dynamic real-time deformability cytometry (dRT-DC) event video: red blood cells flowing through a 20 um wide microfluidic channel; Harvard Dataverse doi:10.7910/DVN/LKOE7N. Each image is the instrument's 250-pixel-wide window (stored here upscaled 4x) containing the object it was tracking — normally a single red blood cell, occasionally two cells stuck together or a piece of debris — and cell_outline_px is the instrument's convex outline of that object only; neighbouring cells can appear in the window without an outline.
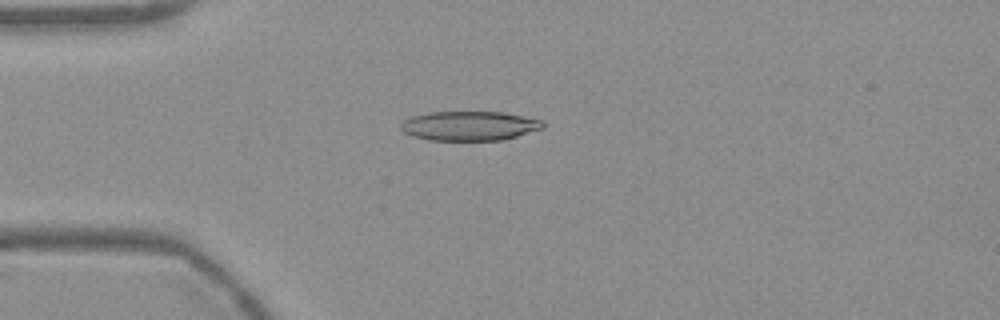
{"species": "Egyptian fruit bat (a non-hibernating species)", "species_latin": "Rousettus aegyptiacus", "temperature_condition": "warm", "stored_images_in_passage": 33, "camera_frame_rate_fps": 3000, "um_per_image_px": 0.085, "frame": {"image": 1, "passage_image": 1, "time_ms": 0.0, "image_size_px": [1000, 320], "cell_outline_px": [[544, 128], [504, 140], [428, 140], [412, 136], [404, 132], [400, 128], [400, 124], [404, 120], [412, 116], [428, 112], [504, 112], [544, 120]], "centroid_in_image_um": [39.92, 10.7], "position_along_channel_um": 45.1, "area_um2": 24.51}}
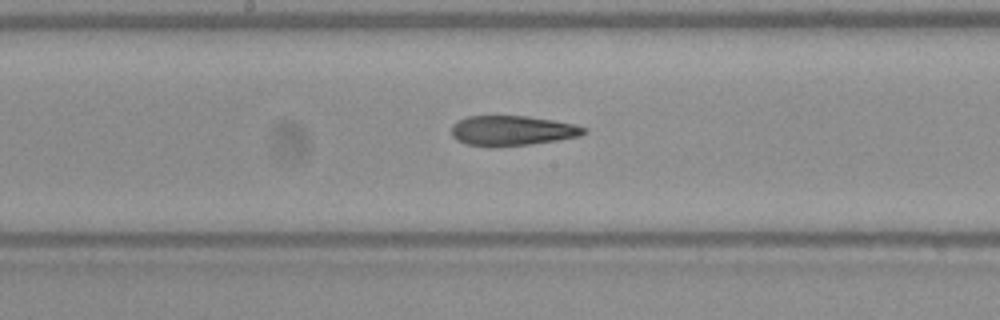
{"frame": {"image": 2, "passage_image": 15, "time_ms": 4.667, "image_size_px": [1000, 320], "cell_outline_px": [[588, 132], [580, 136], [556, 140], [528, 144], [492, 148], [464, 144], [456, 140], [452, 136], [452, 124], [468, 116], [528, 116], [552, 120], [572, 124], [588, 128]], "centroid_in_image_um": [43.5, 11.12], "position_along_channel_um": 204.7, "area_um2": 23.29}}
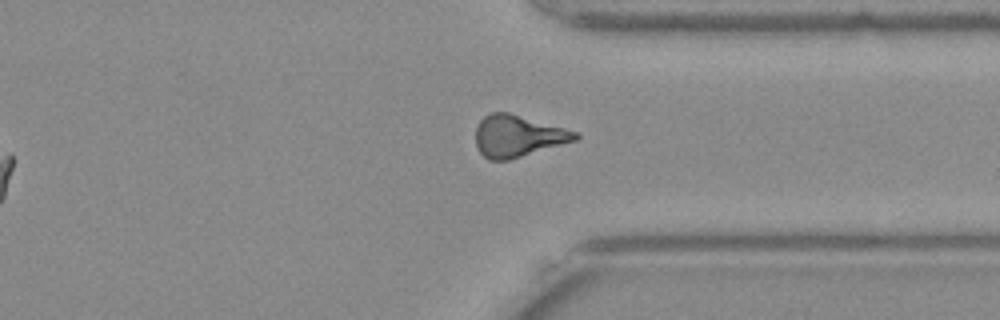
{"frame": {"image": 3, "passage_image": 28, "time_ms": 9.0, "image_size_px": [1000, 320], "cell_outline_px": [[580, 136], [576, 140], [508, 160], [488, 160], [480, 152], [476, 144], [476, 128], [480, 120], [488, 112], [508, 112], [564, 128], [576, 132]], "centroid_in_image_um": [43.98, 11.56], "position_along_channel_um": 367.4, "area_um2": 23.93}, "authors_computed_cell_mechanics": {"area_um2": 23.8136, "velocity_mm_per_s": 3.7781, "shape_relaxation_time_tau1_ms": null, "shape_relaxation_time_tau2_ms": 4.182, "deformation_change_tau1": null, "deformation_change_tau2": 0.1463}}